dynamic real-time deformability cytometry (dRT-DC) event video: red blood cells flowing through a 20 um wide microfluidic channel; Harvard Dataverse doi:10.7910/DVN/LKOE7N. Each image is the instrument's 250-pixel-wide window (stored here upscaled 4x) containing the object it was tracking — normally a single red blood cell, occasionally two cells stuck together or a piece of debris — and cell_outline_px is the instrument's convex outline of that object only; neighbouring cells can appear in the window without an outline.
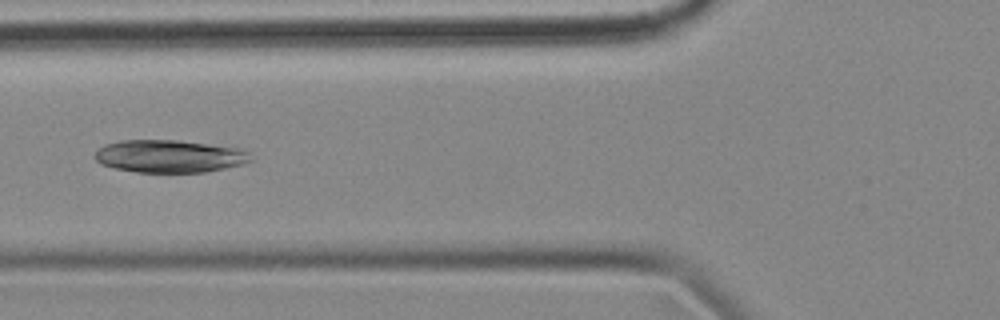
{"species": "common noctule bat (a hibernating species)", "species_latin": "Nyctalus noctula", "temperature_condition": "cold", "stored_images_in_passage": 46, "camera_frame_rate_fps": 3000, "um_per_image_px": 0.085, "animal": {"sex": "female", "body_mass_g": 18.4}, "frame": {"image": 1, "passage_image": 11, "time_ms": 3.333, "image_size_px": [1000, 320], "cell_outline_px": [[252, 160], [244, 164], [204, 172], [136, 172], [112, 168], [100, 164], [96, 160], [96, 152], [104, 144], [120, 140], [176, 140], [240, 148], [248, 152]], "centroid_in_image_um": [14.39, 13.28], "position_along_channel_um": 111.4, "area_um2": 29.59}}
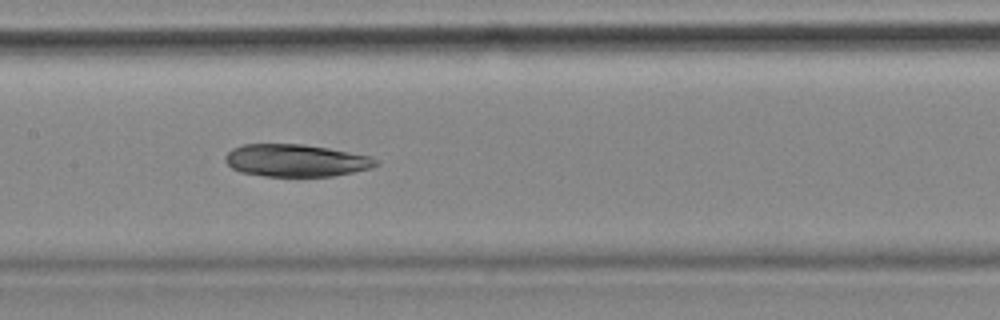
{"frame": {"image": 2, "passage_image": 17, "time_ms": 5.333, "image_size_px": [1000, 320], "cell_outline_px": [[380, 164], [372, 168], [332, 176], [264, 176], [240, 172], [232, 168], [224, 160], [224, 156], [232, 148], [244, 144], [304, 144], [328, 148], [368, 156], [380, 160]], "centroid_in_image_um": [25.14, 13.64], "position_along_channel_um": 182.3, "area_um2": 28.44}}
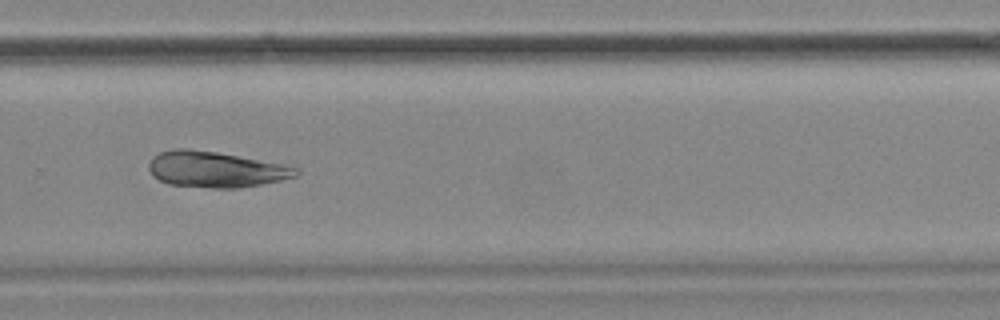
{"frame": {"image": 3, "passage_image": 28, "time_ms": 9.0, "image_size_px": [1000, 320], "cell_outline_px": [[300, 172], [296, 176], [280, 180], [240, 188], [212, 188], [168, 184], [152, 176], [148, 168], [148, 164], [152, 156], [160, 152], [172, 148], [188, 148], [216, 152], [280, 164], [300, 168]], "centroid_in_image_um": [18.27, 14.4], "position_along_channel_um": 311.5, "area_um2": 30.69}}